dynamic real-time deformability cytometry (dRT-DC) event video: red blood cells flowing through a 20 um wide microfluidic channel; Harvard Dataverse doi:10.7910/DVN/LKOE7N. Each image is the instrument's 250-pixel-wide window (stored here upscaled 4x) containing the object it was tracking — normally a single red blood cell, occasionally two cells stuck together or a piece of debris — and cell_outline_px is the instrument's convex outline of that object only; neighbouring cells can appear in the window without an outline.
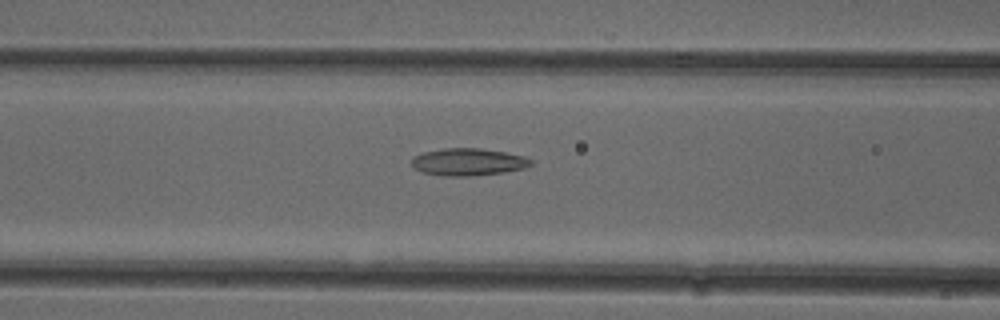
{"species": "common noctule bat (a hibernating species)", "species_latin": "Nyctalus noctula", "temperature_condition": "cold", "stored_images_in_passage": 52, "camera_frame_rate_fps": 3000, "um_per_image_px": 0.085, "animal": {"sex": "female"}, "frame": {"image": 1, "passage_image": 21, "time_ms": 6.667, "image_size_px": [1000, 320], "cell_outline_px": [[532, 164], [524, 168], [504, 172], [472, 176], [440, 176], [420, 172], [412, 164], [412, 156], [424, 152], [444, 148], [480, 148], [504, 152], [524, 156], [532, 160]], "centroid_in_image_um": [39.77, 13.77], "position_along_channel_um": 126.8, "area_um2": 19.02}}
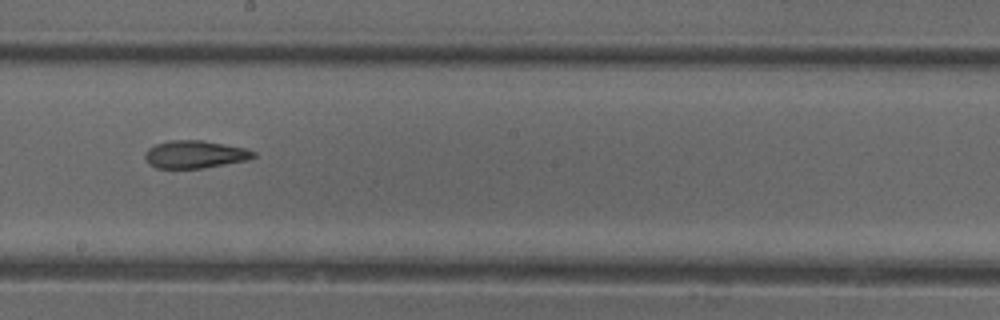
{"frame": {"image": 2, "passage_image": 29, "time_ms": 9.333, "image_size_px": [1000, 320], "cell_outline_px": [[256, 156], [248, 160], [204, 168], [156, 168], [148, 164], [144, 156], [144, 152], [148, 148], [156, 144], [168, 140], [200, 140], [244, 148], [256, 152]], "centroid_in_image_um": [16.53, 13.13], "position_along_channel_um": 231.7, "area_um2": 17.51}}
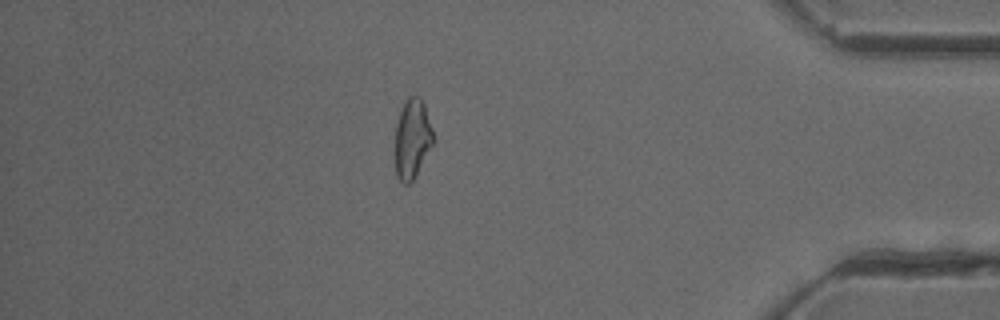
{"frame": {"image": 3, "passage_image": 45, "time_ms": 14.667, "image_size_px": [1000, 320], "cell_outline_px": [[432, 144], [412, 180], [408, 184], [404, 184], [396, 176], [396, 124], [400, 112], [408, 96], [420, 96], [424, 104], [432, 128]], "centroid_in_image_um": [35.03, 11.76], "position_along_channel_um": 400.2, "area_um2": 17.05}, "authors_computed_cell_mechanics": {"area_um2": 18.785, "velocity_mm_per_s": 3.9207, "shape_relaxation_time_tau1_ms": null, "shape_relaxation_time_tau2_ms": 5.3939, "deformation_change_tau1": null, "deformation_change_tau2": 0.1564}}